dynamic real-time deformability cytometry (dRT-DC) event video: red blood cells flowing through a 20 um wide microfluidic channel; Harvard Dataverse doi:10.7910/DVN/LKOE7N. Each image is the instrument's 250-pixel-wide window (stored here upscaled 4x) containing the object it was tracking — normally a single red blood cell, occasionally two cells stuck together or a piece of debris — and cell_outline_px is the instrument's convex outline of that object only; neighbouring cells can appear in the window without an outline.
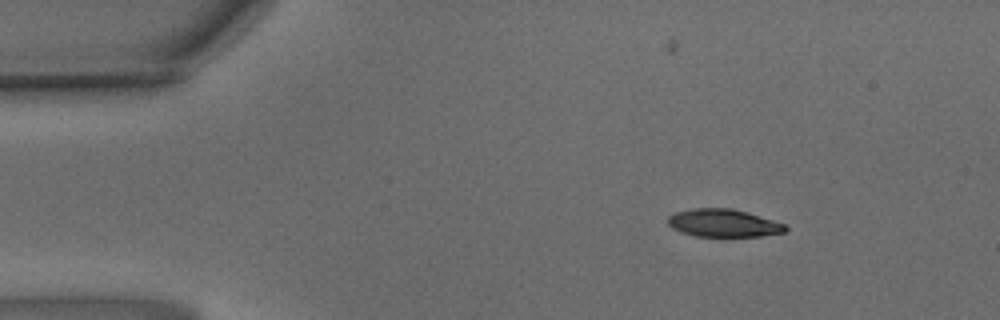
{"species": "common noctule bat (a hibernating species)", "species_latin": "Nyctalus noctula", "temperature_condition": "warm", "stored_images_in_passage": 18, "camera_frame_rate_fps": 3000, "um_per_image_px": 0.085, "animal": {"sex": "male", "body_mass_g": 15.6}, "frame": {"image": 1, "passage_image": 1, "time_ms": 0.0, "image_size_px": [1000, 320], "cell_outline_px": [[788, 232], [760, 236], [696, 236], [680, 232], [672, 228], [668, 224], [668, 216], [676, 212], [692, 208], [732, 208], [748, 212], [784, 224], [788, 228]], "centroid_in_image_um": [61.49, 18.96], "position_along_channel_um": 23.5, "area_um2": 19.07}}
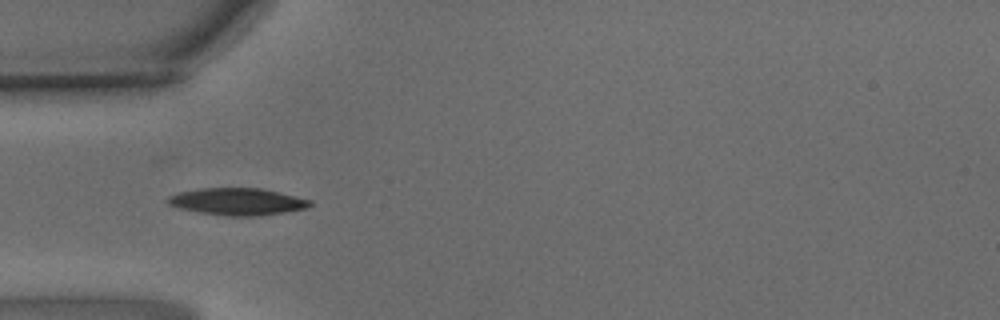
{"frame": {"image": 2, "passage_image": 12, "time_ms": 3.667, "image_size_px": [1000, 320], "cell_outline_px": [[312, 204], [308, 208], [260, 216], [228, 216], [200, 212], [180, 208], [168, 204], [164, 200], [168, 196], [180, 192], [200, 188], [260, 188], [312, 200]], "centroid_in_image_um": [20.17, 17.14], "position_along_channel_um": 64.8, "area_um2": 22.37}}
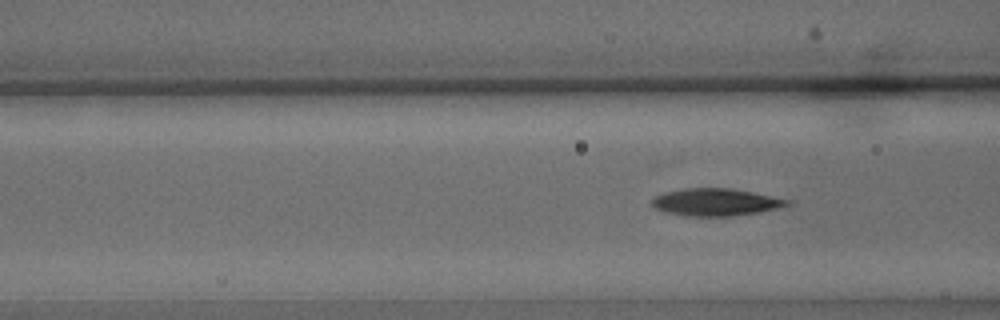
{"frame": {"image": 3, "passage_image": 16, "time_ms": 5.0, "image_size_px": [1000, 320], "cell_outline_px": [[792, 204], [760, 212], [732, 216], [684, 216], [664, 212], [656, 208], [652, 204], [652, 200], [656, 196], [664, 192], [684, 188], [732, 188], [752, 192], [788, 200]], "centroid_in_image_um": [60.8, 17.18], "position_along_channel_um": 105.8, "area_um2": 21.44}}